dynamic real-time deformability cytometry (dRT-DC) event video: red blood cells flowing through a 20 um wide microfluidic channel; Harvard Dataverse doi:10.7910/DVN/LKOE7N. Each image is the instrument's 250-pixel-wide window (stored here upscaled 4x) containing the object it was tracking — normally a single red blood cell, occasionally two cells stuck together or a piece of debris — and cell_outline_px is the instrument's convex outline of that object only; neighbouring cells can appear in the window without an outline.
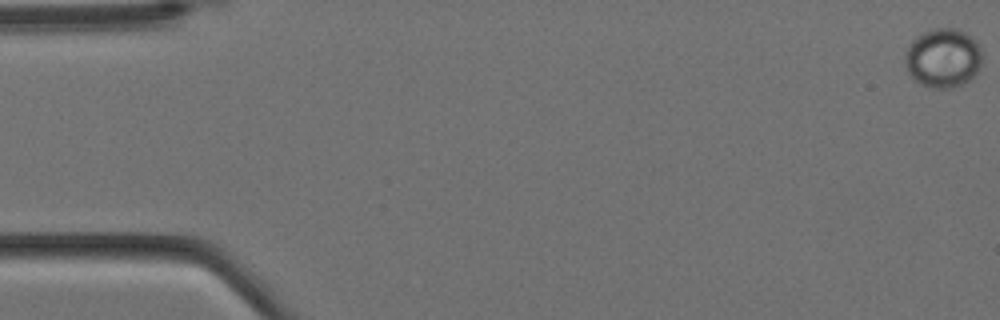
{"species": "Egyptian fruit bat (a non-hibernating species)", "species_latin": "Rousettus aegyptiacus", "temperature_condition": "cold", "stored_images_in_passage": 7, "camera_frame_rate_fps": 3000, "um_per_image_px": 0.085, "animal": {"sex": "female"}, "frame": {"image": 1, "passage_image": 1, "time_ms": 0.0, "image_size_px": [1000, 320], "cell_outline_px": [[984, 60], [980, 68], [964, 84], [952, 88], [932, 88], [920, 84], [908, 72], [904, 64], [904, 52], [908, 44], [916, 36], [932, 28], [956, 28], [972, 36], [980, 44], [984, 56]], "centroid_in_image_um": [80.18, 4.91], "position_along_channel_um": 4.8, "area_um2": 27.28}}
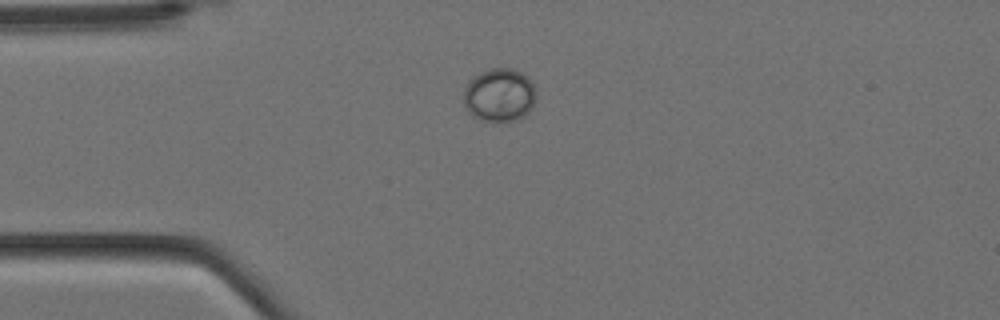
{"frame": {"image": 2, "passage_image": 5, "time_ms": 1.333, "image_size_px": [1000, 320], "cell_outline_px": [[536, 100], [532, 108], [524, 116], [516, 120], [476, 120], [468, 112], [464, 104], [464, 88], [480, 72], [492, 68], [512, 68], [520, 72], [532, 84], [536, 92]], "centroid_in_image_um": [42.45, 8.09], "position_along_channel_um": 42.6, "area_um2": 22.31}}